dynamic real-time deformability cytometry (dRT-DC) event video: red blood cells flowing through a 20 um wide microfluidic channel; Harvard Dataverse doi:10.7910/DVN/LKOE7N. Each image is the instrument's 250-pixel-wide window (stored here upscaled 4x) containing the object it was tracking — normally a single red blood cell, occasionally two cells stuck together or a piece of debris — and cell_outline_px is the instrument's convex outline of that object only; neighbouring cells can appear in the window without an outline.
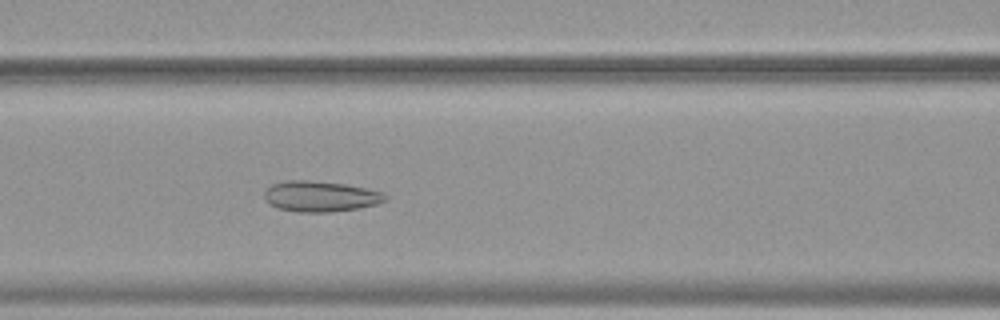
{"species": "common noctule bat (a hibernating species)", "species_latin": "Nyctalus noctula", "temperature_condition": "warm", "stored_images_in_passage": 54, "camera_frame_rate_fps": 3000, "um_per_image_px": 0.085, "animal": {"sex": "female", "body_mass_g": 19.9}, "frame": {"image": 1, "passage_image": 24, "time_ms": 7.667, "image_size_px": [1000, 320], "cell_outline_px": [[388, 196], [384, 200], [376, 204], [360, 208], [332, 212], [296, 212], [280, 208], [268, 204], [264, 200], [264, 192], [272, 184], [288, 180], [308, 180], [344, 184], [368, 188], [384, 192]], "centroid_in_image_um": [27.24, 16.69], "position_along_channel_um": 139.4, "area_um2": 21.73}}
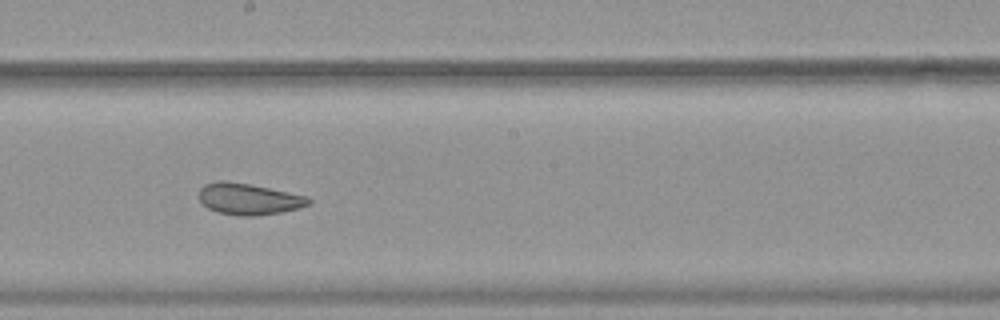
{"frame": {"image": 2, "passage_image": 31, "time_ms": 10.0, "image_size_px": [1000, 320], "cell_outline_px": [[312, 204], [300, 208], [280, 212], [256, 216], [240, 216], [216, 212], [208, 208], [200, 200], [200, 188], [204, 184], [220, 180], [224, 180], [248, 184], [308, 196], [312, 200]], "centroid_in_image_um": [21.16, 16.92], "position_along_channel_um": 227.0, "area_um2": 20.06}}
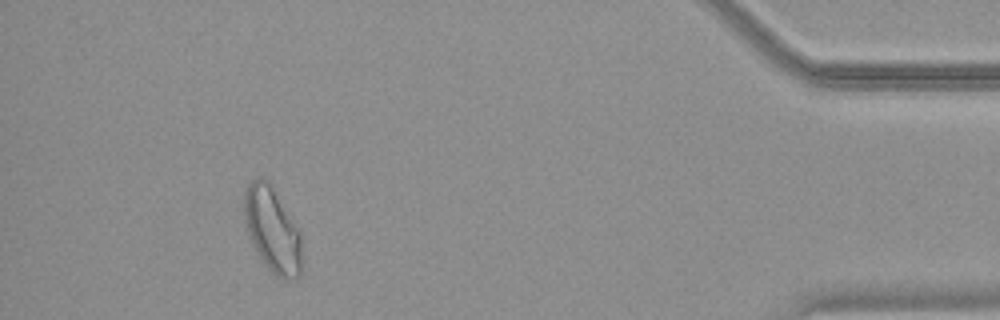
{"frame": {"image": 3, "passage_image": 50, "time_ms": 16.333, "image_size_px": [1000, 320], "cell_outline_px": [[300, 276], [284, 280], [276, 276], [268, 268], [256, 252], [244, 224], [244, 188], [256, 176], [260, 176], [268, 180], [300, 228]], "centroid_in_image_um": [23.12, 19.48], "position_along_channel_um": 412.1, "area_um2": 28.78}, "authors_computed_cell_mechanics": {"area_um2": 26.2701, "velocity_mm_per_s": 3.773, "shape_relaxation_time_tau1_ms": null, "shape_relaxation_time_tau2_ms": 1.9367, "deformation_change_tau1": null, "deformation_change_tau2": 0.0991}}